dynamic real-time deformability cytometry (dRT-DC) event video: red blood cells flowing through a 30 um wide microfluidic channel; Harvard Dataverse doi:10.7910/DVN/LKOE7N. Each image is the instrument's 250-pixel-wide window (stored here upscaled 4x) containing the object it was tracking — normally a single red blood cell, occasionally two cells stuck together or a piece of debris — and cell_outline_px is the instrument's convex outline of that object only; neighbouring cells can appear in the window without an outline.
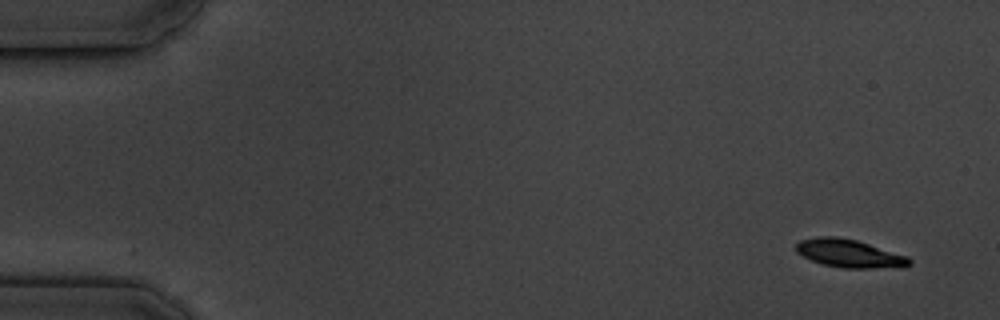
{"species": "common noctule bat (a hibernating species)", "species_latin": "Nyctalus noctula", "temperature_condition": "cold", "stored_images_in_passage": 5, "camera_frame_rate_fps": 3000, "um_per_image_px": 0.085, "animal": {"sex": "male", "body_mass_g": 19.5, "forearm_length_mm": 54.6}, "frame": {"image": 1, "passage_image": 1, "time_ms": 0.0, "image_size_px": [1000, 320], "cell_outline_px": [[912, 264], [904, 268], [844, 268], [824, 264], [812, 260], [796, 252], [796, 244], [800, 240], [816, 236], [836, 236], [856, 240], [908, 256], [912, 260]], "centroid_in_image_um": [72.25, 21.55], "position_along_channel_um": 12.8, "area_um2": 18.67}}
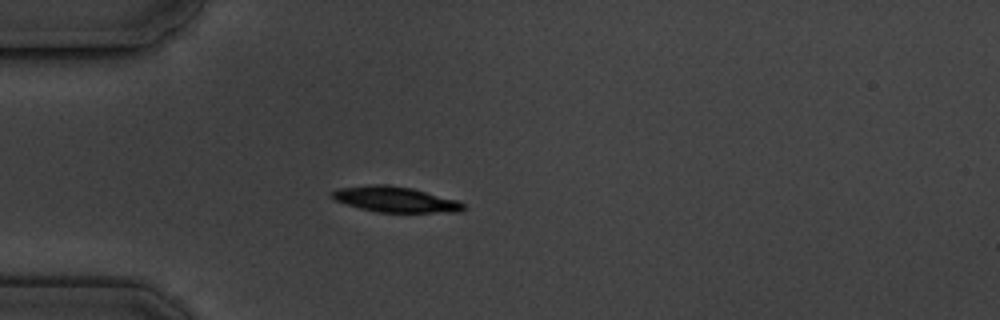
{"frame": {"image": 2, "passage_image": 4, "time_ms": 4.333, "image_size_px": [1000, 320], "cell_outline_px": [[468, 208], [460, 212], [376, 212], [360, 208], [336, 200], [328, 196], [328, 192], [336, 188], [372, 184], [388, 184], [412, 188], [456, 200], [464, 204]], "centroid_in_image_um": [33.55, 16.94], "position_along_channel_um": 51.4, "area_um2": 19.71}}